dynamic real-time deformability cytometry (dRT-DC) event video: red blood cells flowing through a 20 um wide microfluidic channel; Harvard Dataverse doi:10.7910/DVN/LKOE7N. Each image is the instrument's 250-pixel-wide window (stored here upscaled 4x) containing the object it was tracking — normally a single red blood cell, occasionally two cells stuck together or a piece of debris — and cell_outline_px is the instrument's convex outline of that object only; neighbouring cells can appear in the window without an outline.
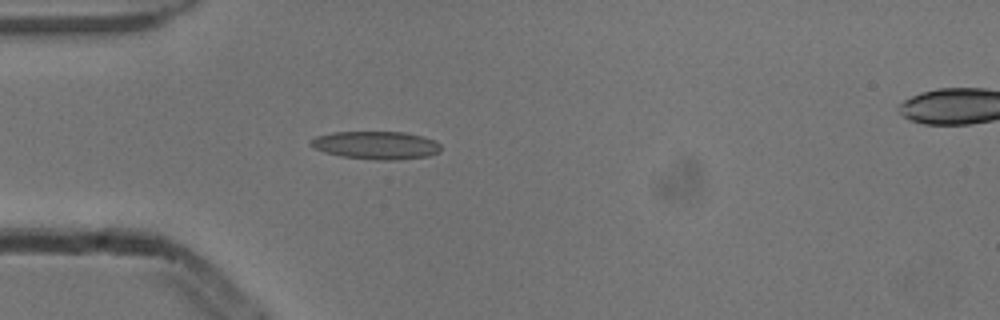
{"species": "common noctule bat (a hibernating species)", "species_latin": "Nyctalus noctula", "temperature_condition": "cold", "stored_images_in_passage": 2, "camera_frame_rate_fps": 3000, "um_per_image_px": 0.085, "animal": {"sex": "male", "body_mass_g": 13.3}, "frame": {"image": 1, "passage_image": 1, "time_ms": 0.0, "image_size_px": [1000, 320], "cell_outline_px": [[440, 152], [428, 156], [400, 160], [372, 160], [340, 156], [324, 152], [308, 144], [308, 140], [316, 136], [332, 132], [404, 132], [436, 140], [440, 144]], "centroid_in_image_um": [31.95, 12.35], "position_along_channel_um": 53.0, "area_um2": 21.44}}